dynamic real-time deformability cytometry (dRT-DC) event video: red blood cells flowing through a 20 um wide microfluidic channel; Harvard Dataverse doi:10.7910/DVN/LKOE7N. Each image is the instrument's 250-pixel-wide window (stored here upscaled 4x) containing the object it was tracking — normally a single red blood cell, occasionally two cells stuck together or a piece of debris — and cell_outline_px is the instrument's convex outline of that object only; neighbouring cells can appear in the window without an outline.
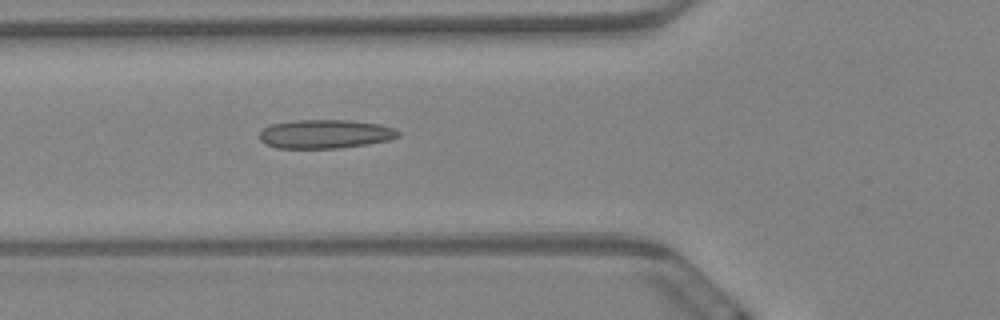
{"species": "Egyptian fruit bat (a non-hibernating species)", "species_latin": "Rousettus aegyptiacus", "temperature_condition": "warm", "stored_images_in_passage": 58, "camera_frame_rate_fps": 3000, "um_per_image_px": 0.085, "animal": {"sex": "female"}, "frame": {"image": 1, "passage_image": 21, "time_ms": 6.667, "image_size_px": [1000, 320], "cell_outline_px": [[400, 136], [392, 140], [368, 144], [340, 148], [276, 148], [260, 140], [260, 132], [264, 128], [272, 124], [292, 120], [352, 120], [380, 124], [392, 128], [400, 132]], "centroid_in_image_um": [27.68, 11.39], "position_along_channel_um": 98.1, "area_um2": 23.41}}
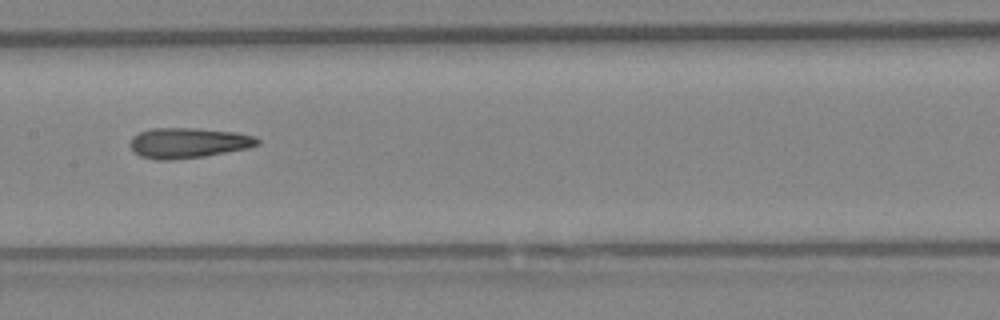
{"frame": {"image": 2, "passage_image": 29, "time_ms": 9.333, "image_size_px": [1000, 320], "cell_outline_px": [[260, 144], [248, 148], [204, 156], [172, 160], [156, 160], [140, 156], [132, 152], [132, 136], [140, 132], [152, 128], [196, 128], [236, 132], [256, 136], [260, 140]], "centroid_in_image_um": [16.02, 12.14], "position_along_channel_um": 191.4, "area_um2": 22.54}}
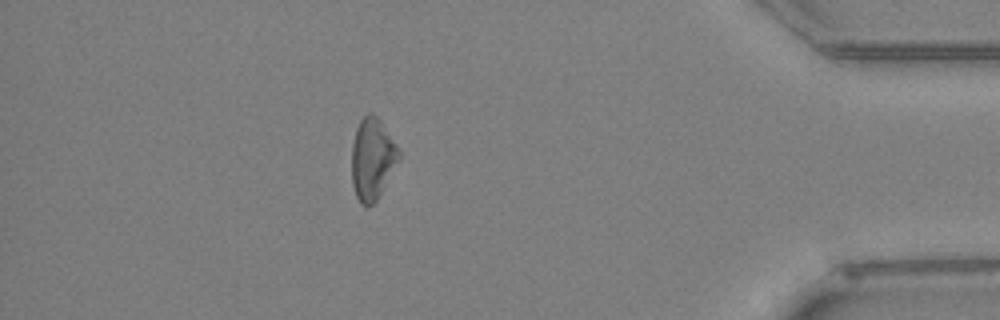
{"frame": {"image": 3, "passage_image": 51, "time_ms": 16.667, "image_size_px": [1000, 320], "cell_outline_px": [[400, 160], [376, 200], [372, 204], [360, 204], [356, 196], [352, 184], [352, 144], [356, 128], [360, 120], [368, 112], [372, 112], [380, 120], [396, 144], [400, 152]], "centroid_in_image_um": [31.65, 13.48], "position_along_channel_um": 403.6, "area_um2": 22.31}, "authors_computed_cell_mechanics": {"area_um2": 22.4264, "velocity_mm_per_s": 3.4975, "shape_relaxation_time_tau1_ms": null, "shape_relaxation_time_tau2_ms": 2.9583, "deformation_change_tau1": null, "deformation_change_tau2": 0.1158}}